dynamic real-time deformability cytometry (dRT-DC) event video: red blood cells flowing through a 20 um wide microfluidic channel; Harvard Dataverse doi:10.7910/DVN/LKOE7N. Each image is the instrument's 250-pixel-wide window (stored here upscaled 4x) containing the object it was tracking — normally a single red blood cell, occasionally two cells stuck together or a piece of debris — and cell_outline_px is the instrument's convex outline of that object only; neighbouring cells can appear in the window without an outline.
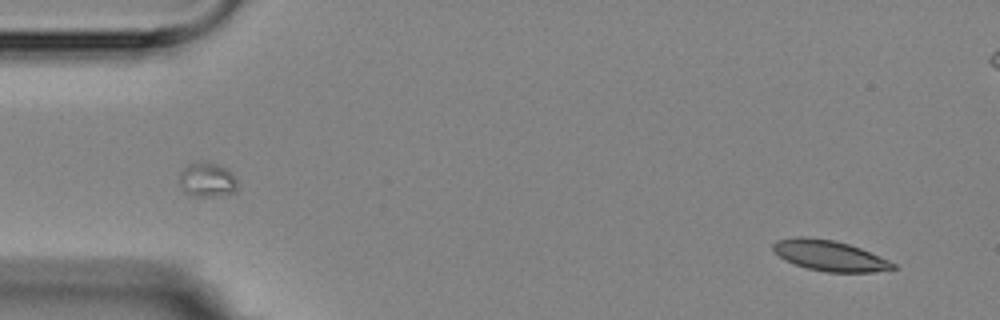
{"species": "Egyptian fruit bat (a non-hibernating species)", "species_latin": "Rousettus aegyptiacus", "temperature_condition": "room temperature", "stored_images_in_passage": 6, "segment_of_instrument_passage": [2, 2], "camera_frame_rate_fps": 3000, "um_per_image_px": 0.085, "animal": {"sex": "female"}, "frame": {"image": 1, "passage_image": 6, "time_ms": 6.333, "image_size_px": [1000, 320], "cell_outline_px": [[896, 268], [872, 272], [824, 272], [808, 268], [784, 260], [772, 248], [772, 244], [776, 240], [796, 236], [804, 236], [832, 240], [848, 244], [860, 248], [888, 260], [896, 264]], "centroid_in_image_um": [70.48, 21.72], "position_along_channel_um": 14.5, "area_um2": 21.15}}